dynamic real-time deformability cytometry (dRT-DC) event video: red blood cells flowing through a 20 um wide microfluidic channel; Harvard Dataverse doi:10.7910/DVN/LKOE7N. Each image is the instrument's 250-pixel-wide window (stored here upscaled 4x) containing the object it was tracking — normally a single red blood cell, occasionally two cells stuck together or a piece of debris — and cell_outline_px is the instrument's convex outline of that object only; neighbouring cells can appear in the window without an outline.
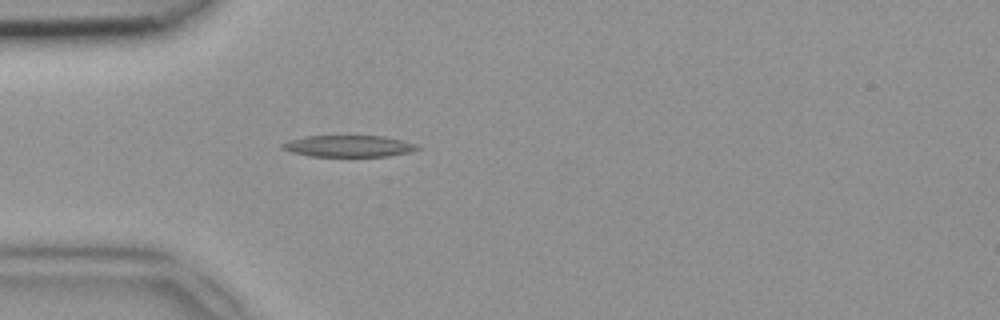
{"species": "common noctule bat (a hibernating species)", "species_latin": "Nyctalus noctula", "temperature_condition": "room temperature", "stored_images_in_passage": 47, "camera_frame_rate_fps": 3000, "um_per_image_px": 0.085, "animal": {"sex": "female", "body_mass_g": 18.4}, "frame": {"image": 1, "passage_image": 13, "time_ms": 4.0, "image_size_px": [1000, 320], "cell_outline_px": [[420, 148], [408, 152], [388, 156], [312, 156], [292, 152], [280, 148], [280, 144], [288, 140], [304, 136], [384, 136], [404, 140], [416, 144]], "centroid_in_image_um": [29.61, 12.41], "position_along_channel_um": 55.4, "area_um2": 16.94}}
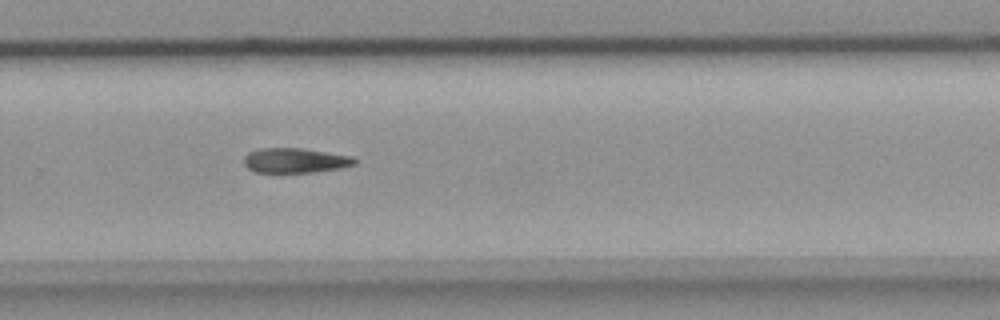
{"frame": {"image": 2, "passage_image": 31, "time_ms": 10.0, "image_size_px": [1000, 320], "cell_outline_px": [[356, 164], [340, 168], [316, 172], [256, 172], [248, 168], [244, 164], [244, 156], [248, 152], [260, 148], [300, 148], [352, 156], [356, 160]], "centroid_in_image_um": [25.07, 13.64], "position_along_channel_um": 304.7, "area_um2": 15.95}}
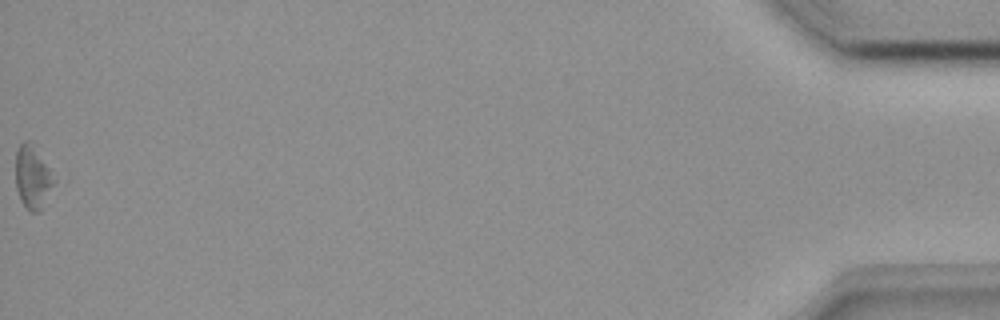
{"frame": {"image": 3, "passage_image": 47, "time_ms": 15.333, "image_size_px": [1000, 320], "cell_outline_px": [[56, 180], [40, 212], [32, 212], [20, 200], [16, 188], [16, 152], [20, 144], [24, 140], [28, 140], [48, 168]], "centroid_in_image_um": [2.75, 15.1], "position_along_channel_um": 432.4, "area_um2": 13.64}}